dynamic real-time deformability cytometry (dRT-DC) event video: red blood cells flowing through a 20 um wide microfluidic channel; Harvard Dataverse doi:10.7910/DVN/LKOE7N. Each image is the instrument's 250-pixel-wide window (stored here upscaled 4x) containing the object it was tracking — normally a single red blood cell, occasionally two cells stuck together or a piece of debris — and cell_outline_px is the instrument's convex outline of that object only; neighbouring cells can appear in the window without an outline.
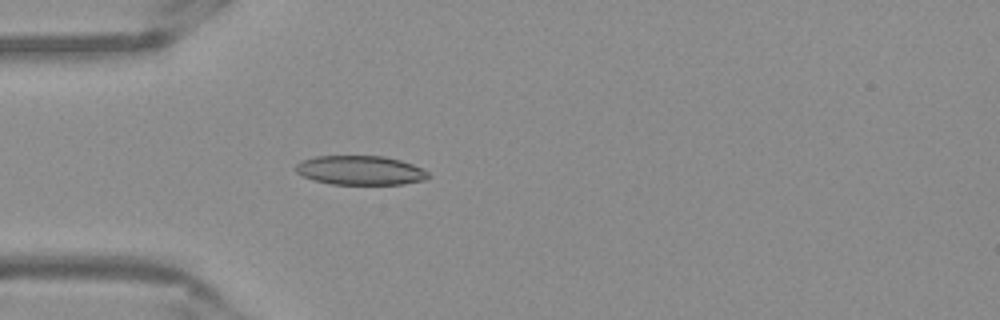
{"species": "Egyptian fruit bat (a non-hibernating species)", "species_latin": "Rousettus aegyptiacus", "temperature_condition": "warm", "stored_images_in_passage": 51, "camera_frame_rate_fps": 3000, "um_per_image_px": 0.085, "frame": {"image": 1, "passage_image": 14, "time_ms": 4.333, "image_size_px": [1000, 320], "cell_outline_px": [[432, 176], [428, 180], [404, 184], [332, 184], [312, 180], [296, 172], [296, 164], [300, 160], [316, 156], [384, 156], [400, 160], [412, 164], [428, 172]], "centroid_in_image_um": [30.65, 14.48], "position_along_channel_um": 54.4, "area_um2": 22.72}}
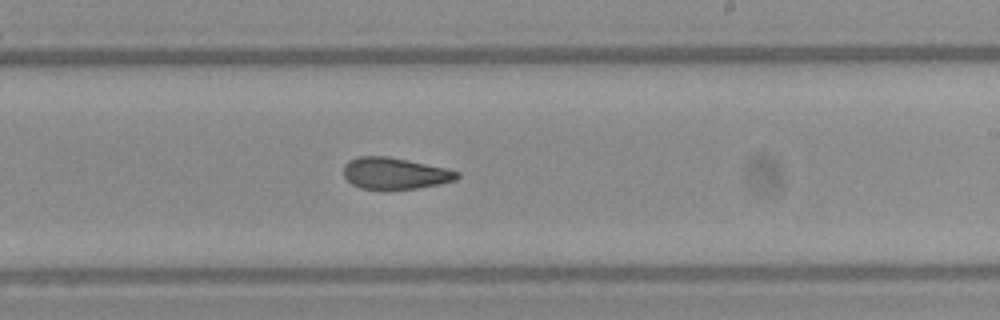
{"frame": {"image": 2, "passage_image": 30, "time_ms": 9.667, "image_size_px": [1000, 320], "cell_outline_px": [[460, 176], [456, 180], [440, 184], [416, 188], [360, 188], [352, 184], [344, 176], [344, 164], [348, 160], [360, 156], [388, 156], [448, 168], [460, 172]], "centroid_in_image_um": [33.59, 14.71], "position_along_channel_um": 255.4, "area_um2": 20.75}}
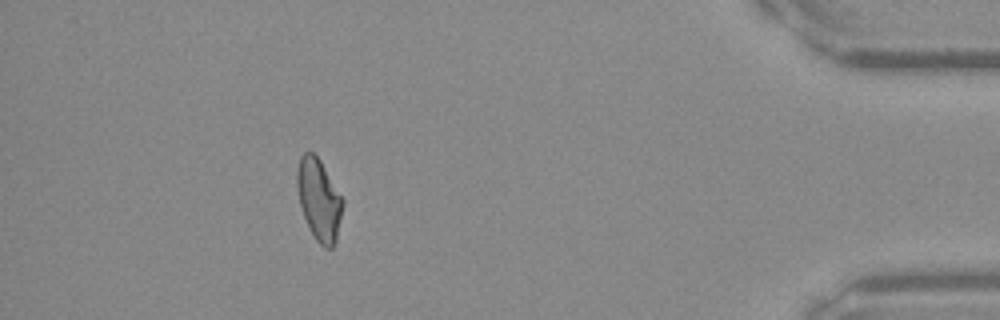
{"frame": {"image": 3, "passage_image": 46, "time_ms": 15.0, "image_size_px": [1000, 320], "cell_outline_px": [[344, 204], [336, 240], [332, 248], [324, 248], [316, 240], [304, 216], [300, 204], [296, 184], [296, 168], [300, 156], [304, 152], [312, 152], [320, 160], [344, 200]], "centroid_in_image_um": [27.11, 16.94], "position_along_channel_um": 408.1, "area_um2": 21.62}, "authors_computed_cell_mechanics": {"area_um2": 21.7906, "velocity_mm_per_s": 3.8772, "shape_relaxation_time_tau1_ms": null, "shape_relaxation_time_tau2_ms": 2.5225, "deformation_change_tau1": null, "deformation_change_tau2": 0.099}}